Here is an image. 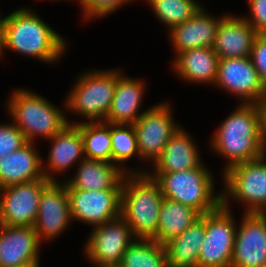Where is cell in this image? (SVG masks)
<instances>
[{
	"mask_svg": "<svg viewBox=\"0 0 266 267\" xmlns=\"http://www.w3.org/2000/svg\"><path fill=\"white\" fill-rule=\"evenodd\" d=\"M211 146L228 159L227 167L258 159L266 154L259 104L242 103L222 122Z\"/></svg>",
	"mask_w": 266,
	"mask_h": 267,
	"instance_id": "obj_1",
	"label": "cell"
},
{
	"mask_svg": "<svg viewBox=\"0 0 266 267\" xmlns=\"http://www.w3.org/2000/svg\"><path fill=\"white\" fill-rule=\"evenodd\" d=\"M65 43V40L35 13L22 8L5 19L0 54L3 48H10L52 63L65 51Z\"/></svg>",
	"mask_w": 266,
	"mask_h": 267,
	"instance_id": "obj_2",
	"label": "cell"
},
{
	"mask_svg": "<svg viewBox=\"0 0 266 267\" xmlns=\"http://www.w3.org/2000/svg\"><path fill=\"white\" fill-rule=\"evenodd\" d=\"M163 198L159 184L148 174L137 172L124 176L121 217L137 240L153 239L157 234Z\"/></svg>",
	"mask_w": 266,
	"mask_h": 267,
	"instance_id": "obj_3",
	"label": "cell"
},
{
	"mask_svg": "<svg viewBox=\"0 0 266 267\" xmlns=\"http://www.w3.org/2000/svg\"><path fill=\"white\" fill-rule=\"evenodd\" d=\"M147 174L159 184L164 198L190 206L202 215L222 204L221 194L213 196V177L202 165L179 172Z\"/></svg>",
	"mask_w": 266,
	"mask_h": 267,
	"instance_id": "obj_4",
	"label": "cell"
},
{
	"mask_svg": "<svg viewBox=\"0 0 266 267\" xmlns=\"http://www.w3.org/2000/svg\"><path fill=\"white\" fill-rule=\"evenodd\" d=\"M7 104L27 142L33 143L35 135L50 139L69 124L52 103L30 91H15Z\"/></svg>",
	"mask_w": 266,
	"mask_h": 267,
	"instance_id": "obj_5",
	"label": "cell"
},
{
	"mask_svg": "<svg viewBox=\"0 0 266 267\" xmlns=\"http://www.w3.org/2000/svg\"><path fill=\"white\" fill-rule=\"evenodd\" d=\"M120 76L118 70L90 72L81 76L70 93L68 109L84 115L89 122H104ZM103 119V120H102Z\"/></svg>",
	"mask_w": 266,
	"mask_h": 267,
	"instance_id": "obj_6",
	"label": "cell"
},
{
	"mask_svg": "<svg viewBox=\"0 0 266 267\" xmlns=\"http://www.w3.org/2000/svg\"><path fill=\"white\" fill-rule=\"evenodd\" d=\"M222 204L205 214V237L198 267H231L237 228L228 207V196L221 194Z\"/></svg>",
	"mask_w": 266,
	"mask_h": 267,
	"instance_id": "obj_7",
	"label": "cell"
},
{
	"mask_svg": "<svg viewBox=\"0 0 266 267\" xmlns=\"http://www.w3.org/2000/svg\"><path fill=\"white\" fill-rule=\"evenodd\" d=\"M266 156L242 162L224 170L228 195L247 203L246 213H259L266 207Z\"/></svg>",
	"mask_w": 266,
	"mask_h": 267,
	"instance_id": "obj_8",
	"label": "cell"
},
{
	"mask_svg": "<svg viewBox=\"0 0 266 267\" xmlns=\"http://www.w3.org/2000/svg\"><path fill=\"white\" fill-rule=\"evenodd\" d=\"M45 177L0 189V224L34 226L40 195L50 183Z\"/></svg>",
	"mask_w": 266,
	"mask_h": 267,
	"instance_id": "obj_9",
	"label": "cell"
},
{
	"mask_svg": "<svg viewBox=\"0 0 266 267\" xmlns=\"http://www.w3.org/2000/svg\"><path fill=\"white\" fill-rule=\"evenodd\" d=\"M170 105L159 104L144 111L133 124L140 157L155 161L179 126L172 120Z\"/></svg>",
	"mask_w": 266,
	"mask_h": 267,
	"instance_id": "obj_10",
	"label": "cell"
},
{
	"mask_svg": "<svg viewBox=\"0 0 266 267\" xmlns=\"http://www.w3.org/2000/svg\"><path fill=\"white\" fill-rule=\"evenodd\" d=\"M130 226L121 217L97 225L86 243L85 253L95 265L120 264L134 240Z\"/></svg>",
	"mask_w": 266,
	"mask_h": 267,
	"instance_id": "obj_11",
	"label": "cell"
},
{
	"mask_svg": "<svg viewBox=\"0 0 266 267\" xmlns=\"http://www.w3.org/2000/svg\"><path fill=\"white\" fill-rule=\"evenodd\" d=\"M67 193L72 219L97 226L121 216L122 189H67Z\"/></svg>",
	"mask_w": 266,
	"mask_h": 267,
	"instance_id": "obj_12",
	"label": "cell"
},
{
	"mask_svg": "<svg viewBox=\"0 0 266 267\" xmlns=\"http://www.w3.org/2000/svg\"><path fill=\"white\" fill-rule=\"evenodd\" d=\"M215 84L242 98L243 103L259 104L266 94L250 56L220 59Z\"/></svg>",
	"mask_w": 266,
	"mask_h": 267,
	"instance_id": "obj_13",
	"label": "cell"
},
{
	"mask_svg": "<svg viewBox=\"0 0 266 267\" xmlns=\"http://www.w3.org/2000/svg\"><path fill=\"white\" fill-rule=\"evenodd\" d=\"M70 200L66 184L51 181L40 195L34 229L39 241L51 239L63 232L71 221Z\"/></svg>",
	"mask_w": 266,
	"mask_h": 267,
	"instance_id": "obj_14",
	"label": "cell"
},
{
	"mask_svg": "<svg viewBox=\"0 0 266 267\" xmlns=\"http://www.w3.org/2000/svg\"><path fill=\"white\" fill-rule=\"evenodd\" d=\"M231 267H266V222L259 213H246L236 230Z\"/></svg>",
	"mask_w": 266,
	"mask_h": 267,
	"instance_id": "obj_15",
	"label": "cell"
},
{
	"mask_svg": "<svg viewBox=\"0 0 266 267\" xmlns=\"http://www.w3.org/2000/svg\"><path fill=\"white\" fill-rule=\"evenodd\" d=\"M39 245L34 226L0 224V267H20L39 262Z\"/></svg>",
	"mask_w": 266,
	"mask_h": 267,
	"instance_id": "obj_16",
	"label": "cell"
},
{
	"mask_svg": "<svg viewBox=\"0 0 266 267\" xmlns=\"http://www.w3.org/2000/svg\"><path fill=\"white\" fill-rule=\"evenodd\" d=\"M32 144L27 142L20 149L0 158V189L43 177L57 181L43 169L42 158Z\"/></svg>",
	"mask_w": 266,
	"mask_h": 267,
	"instance_id": "obj_17",
	"label": "cell"
},
{
	"mask_svg": "<svg viewBox=\"0 0 266 267\" xmlns=\"http://www.w3.org/2000/svg\"><path fill=\"white\" fill-rule=\"evenodd\" d=\"M257 34L243 17L225 15L221 19L213 49L219 60L249 57Z\"/></svg>",
	"mask_w": 266,
	"mask_h": 267,
	"instance_id": "obj_18",
	"label": "cell"
},
{
	"mask_svg": "<svg viewBox=\"0 0 266 267\" xmlns=\"http://www.w3.org/2000/svg\"><path fill=\"white\" fill-rule=\"evenodd\" d=\"M221 19L209 16L201 7L189 20L171 28L177 55L189 49L213 47Z\"/></svg>",
	"mask_w": 266,
	"mask_h": 267,
	"instance_id": "obj_19",
	"label": "cell"
},
{
	"mask_svg": "<svg viewBox=\"0 0 266 267\" xmlns=\"http://www.w3.org/2000/svg\"><path fill=\"white\" fill-rule=\"evenodd\" d=\"M118 167L113 163L83 157L79 164L77 175L65 182L66 189H122L124 176L128 172L129 174H136V172L132 170L130 172Z\"/></svg>",
	"mask_w": 266,
	"mask_h": 267,
	"instance_id": "obj_20",
	"label": "cell"
},
{
	"mask_svg": "<svg viewBox=\"0 0 266 267\" xmlns=\"http://www.w3.org/2000/svg\"><path fill=\"white\" fill-rule=\"evenodd\" d=\"M190 138L183 128L179 127L164 147L161 156L155 161V172H179L203 165L197 147Z\"/></svg>",
	"mask_w": 266,
	"mask_h": 267,
	"instance_id": "obj_21",
	"label": "cell"
},
{
	"mask_svg": "<svg viewBox=\"0 0 266 267\" xmlns=\"http://www.w3.org/2000/svg\"><path fill=\"white\" fill-rule=\"evenodd\" d=\"M205 237V214L180 235L164 244L168 267H198Z\"/></svg>",
	"mask_w": 266,
	"mask_h": 267,
	"instance_id": "obj_22",
	"label": "cell"
},
{
	"mask_svg": "<svg viewBox=\"0 0 266 267\" xmlns=\"http://www.w3.org/2000/svg\"><path fill=\"white\" fill-rule=\"evenodd\" d=\"M143 83L120 75L105 123L134 124L143 112L137 114L142 102Z\"/></svg>",
	"mask_w": 266,
	"mask_h": 267,
	"instance_id": "obj_23",
	"label": "cell"
},
{
	"mask_svg": "<svg viewBox=\"0 0 266 267\" xmlns=\"http://www.w3.org/2000/svg\"><path fill=\"white\" fill-rule=\"evenodd\" d=\"M219 58L213 47L189 49L176 55L174 68L181 78L191 82L215 84Z\"/></svg>",
	"mask_w": 266,
	"mask_h": 267,
	"instance_id": "obj_24",
	"label": "cell"
},
{
	"mask_svg": "<svg viewBox=\"0 0 266 267\" xmlns=\"http://www.w3.org/2000/svg\"><path fill=\"white\" fill-rule=\"evenodd\" d=\"M202 214L185 204L163 198L158 220V232L153 238L164 245L193 225Z\"/></svg>",
	"mask_w": 266,
	"mask_h": 267,
	"instance_id": "obj_25",
	"label": "cell"
},
{
	"mask_svg": "<svg viewBox=\"0 0 266 267\" xmlns=\"http://www.w3.org/2000/svg\"><path fill=\"white\" fill-rule=\"evenodd\" d=\"M50 140L53 142L49 152L48 164L51 172H60L68 169L77 159L84 155L83 139L80 129L68 124L61 132ZM54 170V171H53Z\"/></svg>",
	"mask_w": 266,
	"mask_h": 267,
	"instance_id": "obj_26",
	"label": "cell"
},
{
	"mask_svg": "<svg viewBox=\"0 0 266 267\" xmlns=\"http://www.w3.org/2000/svg\"><path fill=\"white\" fill-rule=\"evenodd\" d=\"M107 124V125H106ZM83 139L84 158L112 163L111 124L103 122L73 123Z\"/></svg>",
	"mask_w": 266,
	"mask_h": 267,
	"instance_id": "obj_27",
	"label": "cell"
},
{
	"mask_svg": "<svg viewBox=\"0 0 266 267\" xmlns=\"http://www.w3.org/2000/svg\"><path fill=\"white\" fill-rule=\"evenodd\" d=\"M123 267H168L164 245L154 239L136 238L126 249L122 261Z\"/></svg>",
	"mask_w": 266,
	"mask_h": 267,
	"instance_id": "obj_28",
	"label": "cell"
},
{
	"mask_svg": "<svg viewBox=\"0 0 266 267\" xmlns=\"http://www.w3.org/2000/svg\"><path fill=\"white\" fill-rule=\"evenodd\" d=\"M157 17L170 29L189 20L201 6L195 0H148Z\"/></svg>",
	"mask_w": 266,
	"mask_h": 267,
	"instance_id": "obj_29",
	"label": "cell"
},
{
	"mask_svg": "<svg viewBox=\"0 0 266 267\" xmlns=\"http://www.w3.org/2000/svg\"><path fill=\"white\" fill-rule=\"evenodd\" d=\"M111 151L113 163H124L133 155L140 157L133 124H111Z\"/></svg>",
	"mask_w": 266,
	"mask_h": 267,
	"instance_id": "obj_30",
	"label": "cell"
},
{
	"mask_svg": "<svg viewBox=\"0 0 266 267\" xmlns=\"http://www.w3.org/2000/svg\"><path fill=\"white\" fill-rule=\"evenodd\" d=\"M26 143L27 140L18 126L0 125V158L20 149Z\"/></svg>",
	"mask_w": 266,
	"mask_h": 267,
	"instance_id": "obj_31",
	"label": "cell"
},
{
	"mask_svg": "<svg viewBox=\"0 0 266 267\" xmlns=\"http://www.w3.org/2000/svg\"><path fill=\"white\" fill-rule=\"evenodd\" d=\"M84 16L88 19L95 16H105L116 10L123 3L131 0H79Z\"/></svg>",
	"mask_w": 266,
	"mask_h": 267,
	"instance_id": "obj_32",
	"label": "cell"
},
{
	"mask_svg": "<svg viewBox=\"0 0 266 267\" xmlns=\"http://www.w3.org/2000/svg\"><path fill=\"white\" fill-rule=\"evenodd\" d=\"M250 57L261 83L266 88V34L256 35Z\"/></svg>",
	"mask_w": 266,
	"mask_h": 267,
	"instance_id": "obj_33",
	"label": "cell"
},
{
	"mask_svg": "<svg viewBox=\"0 0 266 267\" xmlns=\"http://www.w3.org/2000/svg\"><path fill=\"white\" fill-rule=\"evenodd\" d=\"M252 19L249 22L259 34H266V0H249Z\"/></svg>",
	"mask_w": 266,
	"mask_h": 267,
	"instance_id": "obj_34",
	"label": "cell"
},
{
	"mask_svg": "<svg viewBox=\"0 0 266 267\" xmlns=\"http://www.w3.org/2000/svg\"><path fill=\"white\" fill-rule=\"evenodd\" d=\"M259 106L261 108L262 113V131L266 141V94L261 99Z\"/></svg>",
	"mask_w": 266,
	"mask_h": 267,
	"instance_id": "obj_35",
	"label": "cell"
},
{
	"mask_svg": "<svg viewBox=\"0 0 266 267\" xmlns=\"http://www.w3.org/2000/svg\"><path fill=\"white\" fill-rule=\"evenodd\" d=\"M5 19L6 17L2 19L0 16V42L2 39L3 31H4Z\"/></svg>",
	"mask_w": 266,
	"mask_h": 267,
	"instance_id": "obj_36",
	"label": "cell"
},
{
	"mask_svg": "<svg viewBox=\"0 0 266 267\" xmlns=\"http://www.w3.org/2000/svg\"><path fill=\"white\" fill-rule=\"evenodd\" d=\"M20 267H39V262H31Z\"/></svg>",
	"mask_w": 266,
	"mask_h": 267,
	"instance_id": "obj_37",
	"label": "cell"
},
{
	"mask_svg": "<svg viewBox=\"0 0 266 267\" xmlns=\"http://www.w3.org/2000/svg\"><path fill=\"white\" fill-rule=\"evenodd\" d=\"M259 214L263 217V219H264L265 222H266V207L263 208V209L259 212Z\"/></svg>",
	"mask_w": 266,
	"mask_h": 267,
	"instance_id": "obj_38",
	"label": "cell"
},
{
	"mask_svg": "<svg viewBox=\"0 0 266 267\" xmlns=\"http://www.w3.org/2000/svg\"><path fill=\"white\" fill-rule=\"evenodd\" d=\"M98 267H123L121 264H112V265H100Z\"/></svg>",
	"mask_w": 266,
	"mask_h": 267,
	"instance_id": "obj_39",
	"label": "cell"
}]
</instances>
